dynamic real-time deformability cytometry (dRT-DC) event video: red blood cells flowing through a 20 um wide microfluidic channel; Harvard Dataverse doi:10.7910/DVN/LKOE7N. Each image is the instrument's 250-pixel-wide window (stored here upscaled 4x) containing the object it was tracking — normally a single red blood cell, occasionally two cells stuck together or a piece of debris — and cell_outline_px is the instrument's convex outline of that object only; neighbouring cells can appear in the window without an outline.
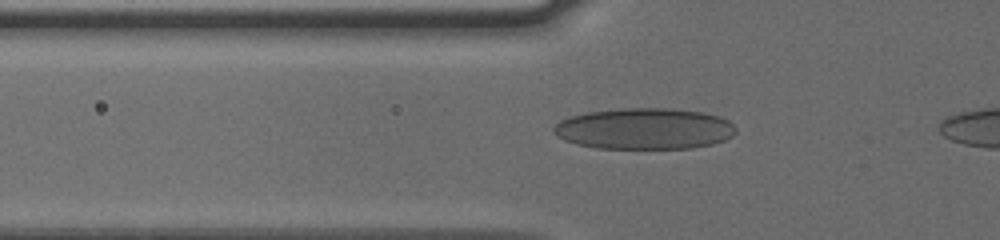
{"species": "human", "species_latin": "Homo sapiens", "temperature_condition": "cold", "stored_images_in_passage": 7, "camera_frame_rate_fps": 3000, "um_per_image_px": 0.085, "donor": {"sex": "male"}, "frame": {"image": 1, "passage_image": 4, "time_ms": 1.0, "image_size_px": [1000, 240], "cell_outline_px": [[736, 132], [732, 136], [724, 140], [712, 144], [692, 148], [596, 148], [576, 144], [564, 140], [556, 136], [552, 132], [552, 128], [560, 120], [572, 116], [588, 112], [624, 108], [668, 108], [700, 112], [720, 116], [728, 120], [736, 128]], "centroid_in_image_um": [54.76, 10.94], "position_along_channel_um": 71.0, "area_um2": 43.75}}